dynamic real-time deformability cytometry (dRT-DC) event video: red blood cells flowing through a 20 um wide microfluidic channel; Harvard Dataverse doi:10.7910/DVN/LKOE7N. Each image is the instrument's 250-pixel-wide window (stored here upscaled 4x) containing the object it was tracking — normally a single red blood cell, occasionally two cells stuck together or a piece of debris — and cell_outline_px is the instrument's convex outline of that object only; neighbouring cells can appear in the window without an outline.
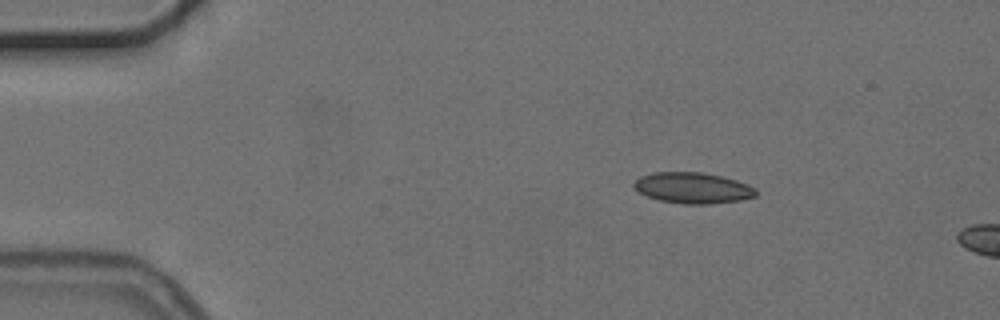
{"species": "common noctule bat (a hibernating species)", "species_latin": "Nyctalus noctula", "temperature_condition": "cold", "stored_images_in_passage": 3, "camera_frame_rate_fps": 3000, "um_per_image_px": 0.085, "animal": {"sex": "female", "body_mass_g": 24.6, "forearm_length_mm": 56.2}, "frame": {"image": 1, "passage_image": 1, "time_ms": 0.0, "image_size_px": [1000, 320], "cell_outline_px": [[756, 196], [740, 200], [712, 204], [684, 204], [660, 200], [648, 196], [640, 192], [632, 184], [640, 176], [656, 172], [700, 172], [720, 176], [736, 180], [748, 184], [756, 188]], "centroid_in_image_um": [58.91, 15.97], "position_along_channel_um": 26.1, "area_um2": 21.85}}